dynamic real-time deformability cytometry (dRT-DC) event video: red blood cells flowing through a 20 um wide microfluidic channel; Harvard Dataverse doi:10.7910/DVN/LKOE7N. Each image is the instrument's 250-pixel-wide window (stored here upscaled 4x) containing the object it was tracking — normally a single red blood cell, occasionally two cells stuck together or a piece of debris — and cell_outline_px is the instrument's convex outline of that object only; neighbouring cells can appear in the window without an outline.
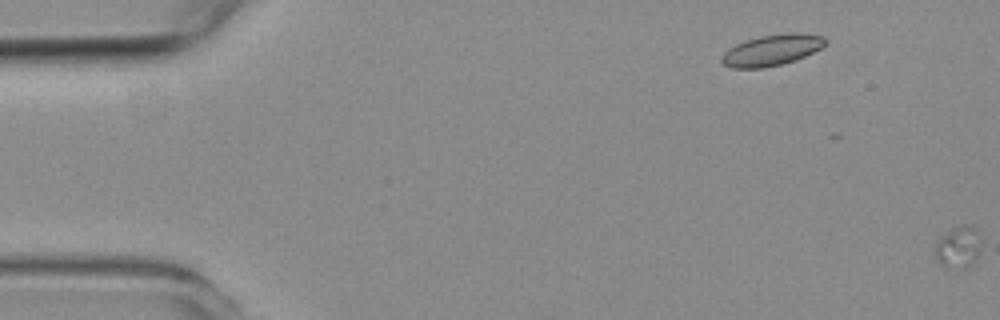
{"species": "common noctule bat (a hibernating species)", "species_latin": "Nyctalus noctula", "temperature_condition": "room temperature", "stored_images_in_passage": 5, "segment_of_instrument_passage": [2, 2], "camera_frame_rate_fps": 3000, "um_per_image_px": 0.085, "animal": {"sex": "female", "body_mass_g": 19.3, "forearm_length_mm": 54.1}, "frame": {"image": 1, "passage_image": 5, "time_ms": 1.333, "image_size_px": [1000, 320], "cell_outline_px": [[980, 232], [976, 260], [968, 268], [960, 272], [944, 268], [936, 260], [936, 244], [948, 232], [964, 224], [972, 224]], "centroid_in_image_um": [81.47, 21.09], "position_along_channel_um": 3.5, "area_um2": 11.33}}